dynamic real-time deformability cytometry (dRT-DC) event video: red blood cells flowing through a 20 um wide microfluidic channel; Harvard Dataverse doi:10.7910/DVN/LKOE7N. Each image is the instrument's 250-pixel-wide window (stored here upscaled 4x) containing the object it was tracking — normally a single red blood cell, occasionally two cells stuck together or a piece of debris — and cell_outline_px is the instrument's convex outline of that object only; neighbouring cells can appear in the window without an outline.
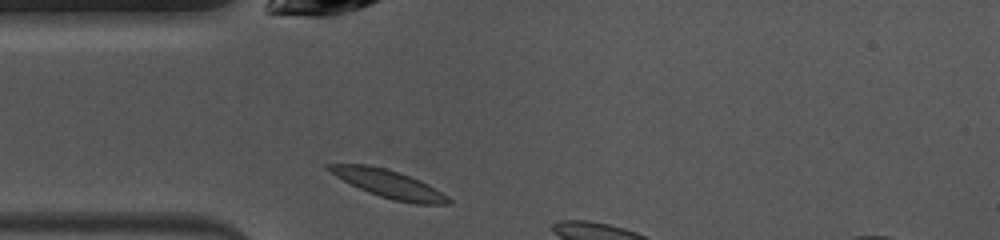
{"species": "common noctule bat (a hibernating species)", "species_latin": "Nyctalus noctula", "temperature_condition": "warm", "stored_images_in_passage": 4, "camera_frame_rate_fps": 3000, "um_per_image_px": 0.085, "animal": {"sex": "female", "body_mass_g": 10.0, "forearm_length_mm": 53.1}, "frame": {"image": 1, "passage_image": 1, "time_ms": 0.0, "image_size_px": [1000, 240], "cell_outline_px": [[452, 204], [416, 204], [392, 200], [368, 192], [336, 176], [324, 168], [324, 164], [368, 164], [400, 172], [420, 180], [428, 184], [448, 196], [452, 200]], "centroid_in_image_um": [33.05, 15.63], "position_along_channel_um": 51.9, "area_um2": 19.42}}